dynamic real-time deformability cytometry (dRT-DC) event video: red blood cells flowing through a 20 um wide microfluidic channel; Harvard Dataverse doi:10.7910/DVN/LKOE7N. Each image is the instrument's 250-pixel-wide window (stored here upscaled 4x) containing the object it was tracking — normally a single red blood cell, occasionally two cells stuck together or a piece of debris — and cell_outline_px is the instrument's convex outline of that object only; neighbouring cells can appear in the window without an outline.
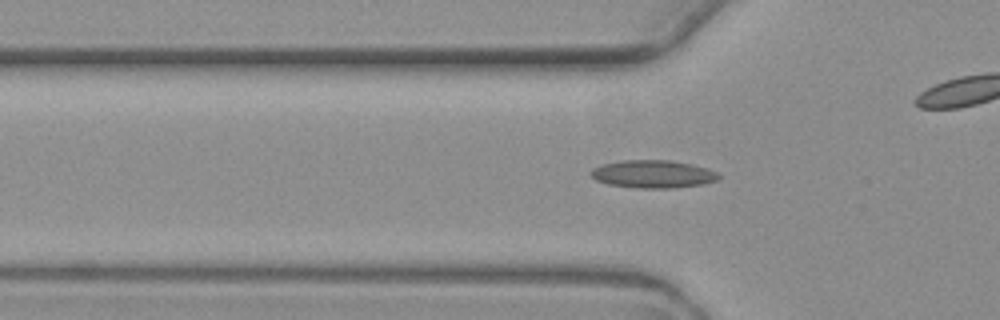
{"species": "common noctule bat (a hibernating species)", "species_latin": "Nyctalus noctula", "temperature_condition": "warm", "stored_images_in_passage": 6, "camera_frame_rate_fps": 3000, "um_per_image_px": 0.085, "animal": {"sex": "female", "body_mass_g": 19.3, "forearm_length_mm": 54.1}, "frame": {"image": 1, "passage_image": 6, "time_ms": 6.0, "image_size_px": [1000, 320], "cell_outline_px": [[720, 176], [716, 180], [700, 184], [672, 188], [636, 188], [608, 184], [596, 180], [588, 172], [592, 168], [604, 164], [624, 160], [668, 160], [692, 164], [708, 168], [716, 172]], "centroid_in_image_um": [55.47, 14.79], "position_along_channel_um": 70.3, "area_um2": 20.58}}